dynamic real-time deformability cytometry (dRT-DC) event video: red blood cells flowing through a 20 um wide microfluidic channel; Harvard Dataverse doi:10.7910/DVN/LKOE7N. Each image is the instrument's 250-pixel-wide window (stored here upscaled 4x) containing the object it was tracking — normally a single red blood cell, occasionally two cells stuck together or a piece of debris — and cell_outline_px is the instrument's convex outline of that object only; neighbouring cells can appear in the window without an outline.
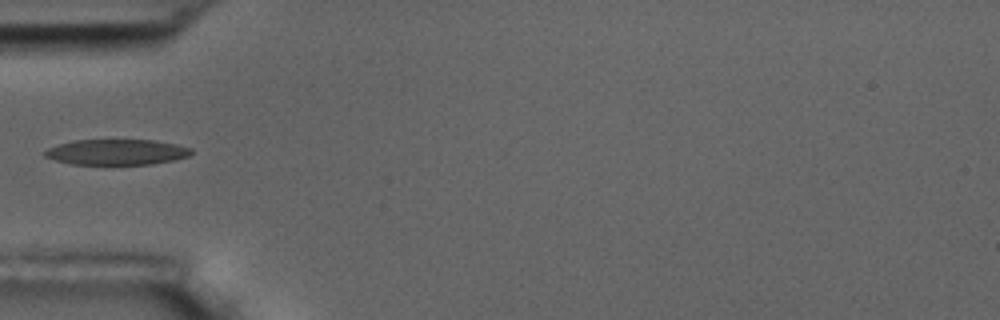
{"species": "common noctule bat (a hibernating species)", "species_latin": "Nyctalus noctula", "temperature_condition": "room temperature", "stored_images_in_passage": 6, "camera_frame_rate_fps": 3000, "um_per_image_px": 0.085, "animal": {"sex": "male", "body_mass_g": 17.5, "forearm_length_mm": 52.3}, "frame": {"image": 1, "passage_image": 6, "time_ms": 5.667, "image_size_px": [1000, 320], "cell_outline_px": [[192, 152], [188, 156], [176, 160], [152, 164], [72, 164], [56, 160], [44, 156], [44, 152], [48, 148], [72, 140], [156, 140], [176, 144], [192, 148]], "centroid_in_image_um": [9.95, 12.92], "position_along_channel_um": 75.0, "area_um2": 21.79}}